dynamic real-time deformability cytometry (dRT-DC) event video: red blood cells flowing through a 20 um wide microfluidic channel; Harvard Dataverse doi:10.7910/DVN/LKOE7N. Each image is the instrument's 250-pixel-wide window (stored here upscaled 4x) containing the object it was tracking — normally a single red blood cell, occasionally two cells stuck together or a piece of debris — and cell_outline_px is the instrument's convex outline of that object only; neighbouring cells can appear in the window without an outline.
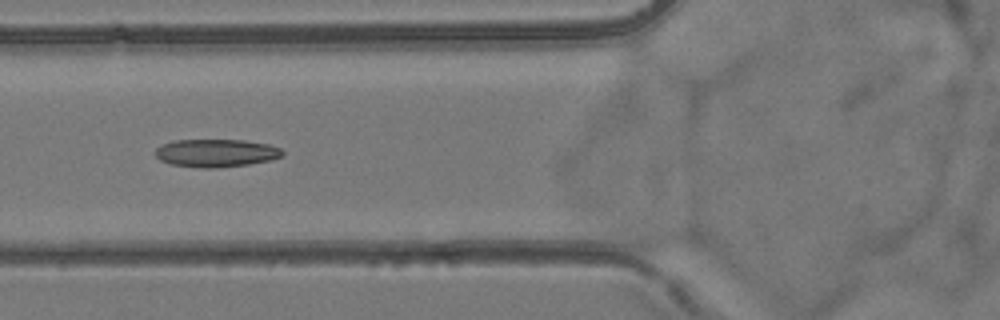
{"species": "common noctule bat (a hibernating species)", "species_latin": "Nyctalus noctula", "temperature_condition": "room temperature", "stored_images_in_passage": 9, "camera_frame_rate_fps": 3000, "um_per_image_px": 0.085, "animal": {"sex": "female", "body_mass_g": 24.6, "forearm_length_mm": 56.2}, "frame": {"image": 1, "passage_image": 6, "time_ms": 5.667, "image_size_px": [1000, 320], "cell_outline_px": [[284, 156], [272, 160], [248, 164], [216, 168], [200, 168], [172, 164], [160, 160], [156, 156], [156, 148], [172, 140], [244, 140], [268, 144], [280, 148], [284, 152]], "centroid_in_image_um": [18.4, 13.01], "position_along_channel_um": 107.4, "area_um2": 20.69}}
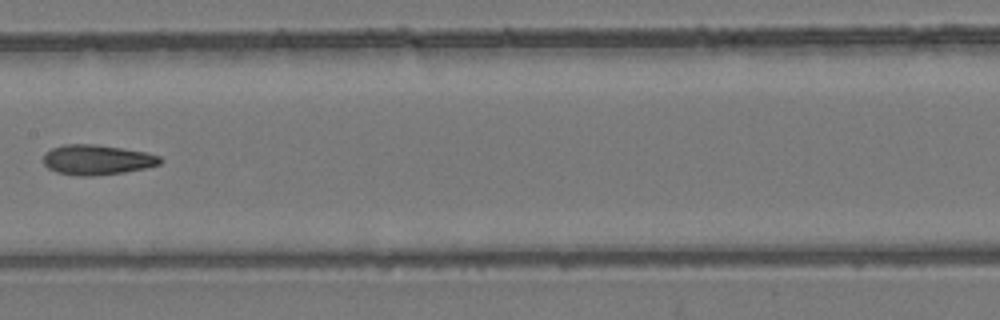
{"frame": {"image": 2, "passage_image": 8, "time_ms": 8.0, "image_size_px": [1000, 320], "cell_outline_px": [[164, 160], [160, 164], [144, 168], [124, 172], [92, 176], [76, 176], [56, 172], [48, 168], [44, 164], [44, 152], [52, 148], [64, 144], [96, 144], [144, 152], [160, 156]], "centroid_in_image_um": [8.22, 13.58], "position_along_channel_um": 199.2, "area_um2": 20.46}}
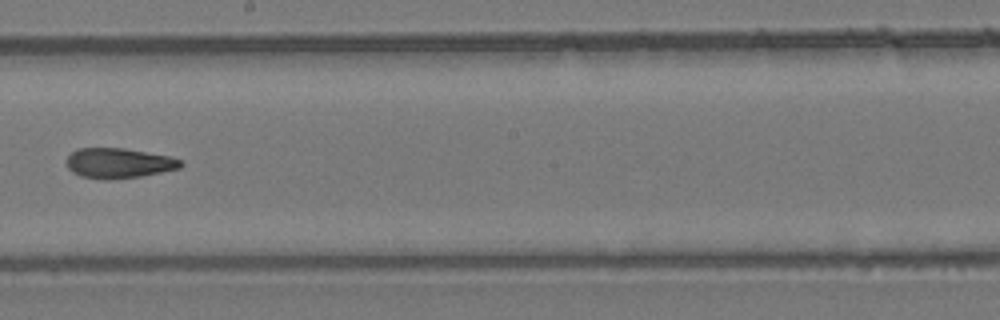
{"frame": {"image": 3, "passage_image": 9, "time_ms": 9.0, "image_size_px": [1000, 320], "cell_outline_px": [[184, 164], [180, 168], [140, 176], [108, 180], [104, 180], [80, 176], [72, 172], [68, 168], [68, 156], [76, 148], [124, 148], [172, 156], [180, 160]], "centroid_in_image_um": [10.1, 13.86], "position_along_channel_um": 238.1, "area_um2": 20.06}}